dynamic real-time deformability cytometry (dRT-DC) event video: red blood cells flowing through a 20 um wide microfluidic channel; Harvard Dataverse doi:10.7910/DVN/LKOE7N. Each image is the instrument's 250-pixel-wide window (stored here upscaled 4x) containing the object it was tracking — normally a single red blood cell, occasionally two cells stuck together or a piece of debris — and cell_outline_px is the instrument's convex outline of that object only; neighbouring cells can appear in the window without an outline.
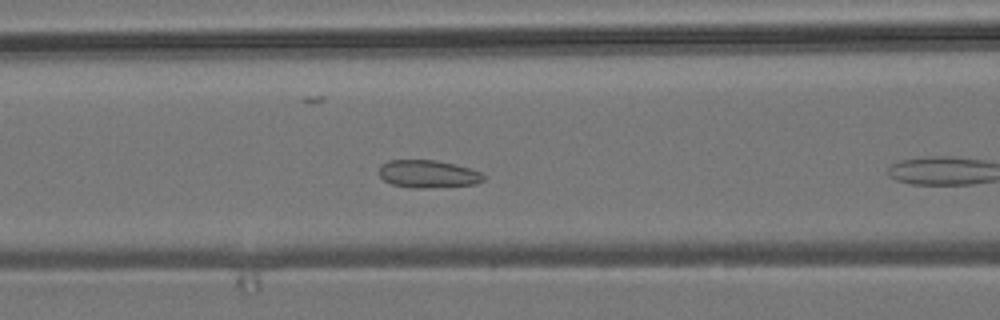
{"species": "common noctule bat (a hibernating species)", "species_latin": "Nyctalus noctula", "temperature_condition": "room temperature", "stored_images_in_passage": 10, "camera_frame_rate_fps": 3000, "um_per_image_px": 0.085, "animal": {"sex": "male", "body_mass_g": 19.2, "forearm_length_mm": 51.8}, "frame": {"image": 1, "passage_image": 9, "time_ms": 2.667, "image_size_px": [1000, 320], "cell_outline_px": [[484, 180], [476, 184], [424, 188], [408, 188], [392, 184], [384, 180], [380, 176], [380, 164], [388, 160], [436, 160], [456, 164], [480, 172], [484, 176]], "centroid_in_image_um": [36.36, 14.78], "position_along_channel_um": 130.2, "area_um2": 16.88}}